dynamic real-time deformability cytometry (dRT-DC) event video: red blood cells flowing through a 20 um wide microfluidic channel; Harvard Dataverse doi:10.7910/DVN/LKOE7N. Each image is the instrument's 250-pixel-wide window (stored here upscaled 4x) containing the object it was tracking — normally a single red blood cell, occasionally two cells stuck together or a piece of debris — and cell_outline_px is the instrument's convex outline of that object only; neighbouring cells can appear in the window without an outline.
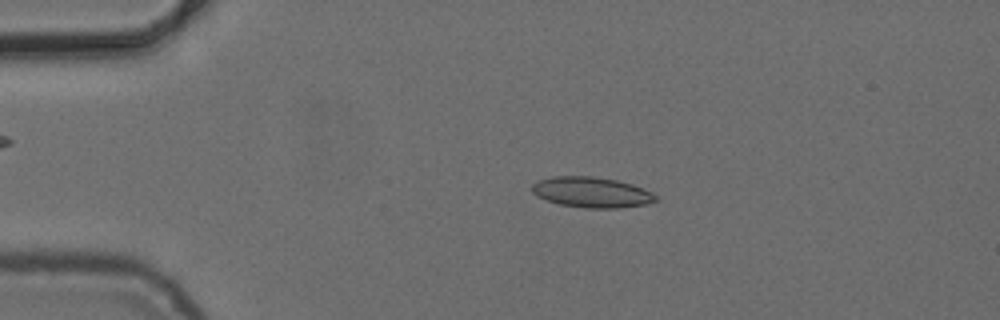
{"species": "common noctule bat (a hibernating species)", "species_latin": "Nyctalus noctula", "temperature_condition": "cold", "stored_images_in_passage": 3, "camera_frame_rate_fps": 3000, "um_per_image_px": 0.085, "animal": {"sex": "female", "body_mass_g": 24.6, "forearm_length_mm": 56.2}, "frame": {"image": 1, "passage_image": 3, "time_ms": 2.333, "image_size_px": [1000, 320], "cell_outline_px": [[660, 200], [644, 204], [616, 208], [584, 208], [560, 204], [548, 200], [532, 192], [532, 184], [536, 180], [552, 176], [592, 176], [616, 180], [632, 184], [652, 192]], "centroid_in_image_um": [50.29, 16.33], "position_along_channel_um": 34.7, "area_um2": 21.91}}